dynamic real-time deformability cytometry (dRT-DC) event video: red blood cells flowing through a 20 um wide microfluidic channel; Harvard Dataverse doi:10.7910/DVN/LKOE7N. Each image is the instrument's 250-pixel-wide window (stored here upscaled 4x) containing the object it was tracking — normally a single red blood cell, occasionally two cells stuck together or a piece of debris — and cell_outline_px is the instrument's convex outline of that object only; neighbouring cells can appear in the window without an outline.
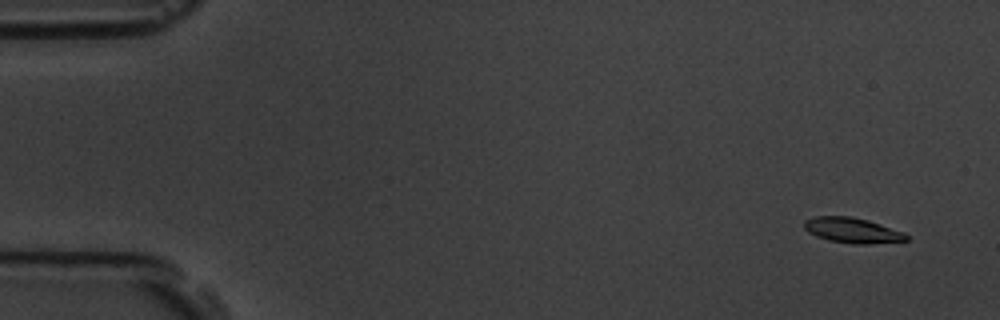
{"species": "common noctule bat (a hibernating species)", "species_latin": "Nyctalus noctula", "temperature_condition": "room temperature", "stored_images_in_passage": 5, "segment_of_instrument_passage": [1, 2], "camera_frame_rate_fps": 3000, "um_per_image_px": 0.085, "animal": {"sex": "male", "body_mass_g": 19.5, "forearm_length_mm": 54.6}, "frame": {"image": 1, "passage_image": 1, "time_ms": 0.0, "image_size_px": [1000, 320], "cell_outline_px": [[908, 240], [868, 244], [856, 244], [828, 240], [816, 236], [808, 232], [804, 228], [804, 220], [816, 216], [852, 216], [868, 220], [904, 232], [908, 236]], "centroid_in_image_um": [72.43, 19.57], "position_along_channel_um": 12.6, "area_um2": 15.03}}